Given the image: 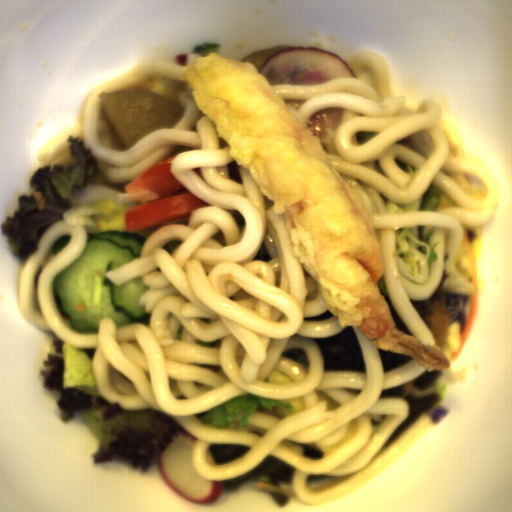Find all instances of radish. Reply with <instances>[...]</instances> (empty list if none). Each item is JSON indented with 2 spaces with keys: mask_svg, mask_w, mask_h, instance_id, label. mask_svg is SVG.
Instances as JSON below:
<instances>
[{
  "mask_svg": "<svg viewBox=\"0 0 512 512\" xmlns=\"http://www.w3.org/2000/svg\"><path fill=\"white\" fill-rule=\"evenodd\" d=\"M103 116L126 151L158 128L173 127L185 110L180 102L139 86L102 94Z\"/></svg>",
  "mask_w": 512,
  "mask_h": 512,
  "instance_id": "1",
  "label": "radish"
}]
</instances>
